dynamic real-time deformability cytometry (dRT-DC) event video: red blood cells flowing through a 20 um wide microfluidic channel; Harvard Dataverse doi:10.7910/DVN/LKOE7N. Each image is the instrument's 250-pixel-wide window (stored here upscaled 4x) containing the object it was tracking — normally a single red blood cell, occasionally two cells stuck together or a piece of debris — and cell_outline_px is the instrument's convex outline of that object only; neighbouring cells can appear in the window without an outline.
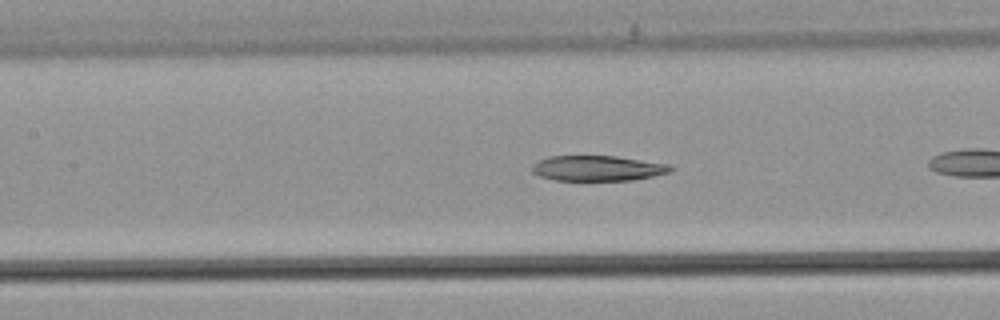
{"species": "common noctule bat (a hibernating species)", "species_latin": "Nyctalus noctula", "temperature_condition": "warm", "stored_images_in_passage": 17, "camera_frame_rate_fps": 3000, "um_per_image_px": 0.085, "animal": {"sex": "male", "body_mass_g": 21.5, "forearm_length_mm": 52.0}, "frame": {"image": 1, "passage_image": 8, "time_ms": 2.333, "image_size_px": [1000, 320], "cell_outline_px": [[676, 168], [668, 172], [652, 176], [632, 180], [556, 180], [540, 176], [532, 172], [532, 164], [548, 156], [616, 156], [668, 164]], "centroid_in_image_um": [50.79, 14.29], "position_along_channel_um": 156.6, "area_um2": 20.29}}